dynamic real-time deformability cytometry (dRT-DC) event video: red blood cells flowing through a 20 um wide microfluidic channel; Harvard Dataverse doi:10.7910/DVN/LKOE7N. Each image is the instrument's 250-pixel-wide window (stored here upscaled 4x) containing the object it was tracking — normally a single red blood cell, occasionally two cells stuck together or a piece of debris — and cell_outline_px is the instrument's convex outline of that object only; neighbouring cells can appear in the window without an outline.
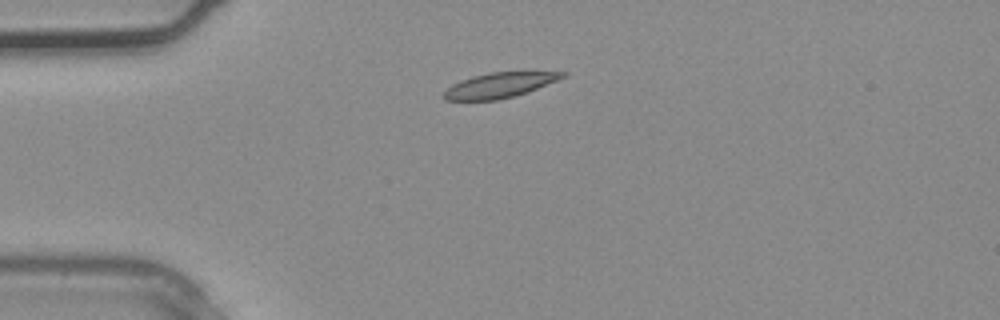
{"species": "common noctule bat (a hibernating species)", "species_latin": "Nyctalus noctula", "temperature_condition": "warm", "stored_images_in_passage": 1, "camera_frame_rate_fps": 3000, "um_per_image_px": 0.085, "animal": {"sex": "male", "body_mass_g": 20.4}, "frame": {"image": 1, "passage_image": 1, "time_ms": 0.0, "image_size_px": [1000, 320], "cell_outline_px": [[568, 76], [528, 92], [496, 100], [444, 100], [440, 96], [452, 84], [460, 80], [472, 76], [488, 72], [568, 72]], "centroid_in_image_um": [42.44, 7.24], "position_along_channel_um": 42.6, "area_um2": 17.4}}